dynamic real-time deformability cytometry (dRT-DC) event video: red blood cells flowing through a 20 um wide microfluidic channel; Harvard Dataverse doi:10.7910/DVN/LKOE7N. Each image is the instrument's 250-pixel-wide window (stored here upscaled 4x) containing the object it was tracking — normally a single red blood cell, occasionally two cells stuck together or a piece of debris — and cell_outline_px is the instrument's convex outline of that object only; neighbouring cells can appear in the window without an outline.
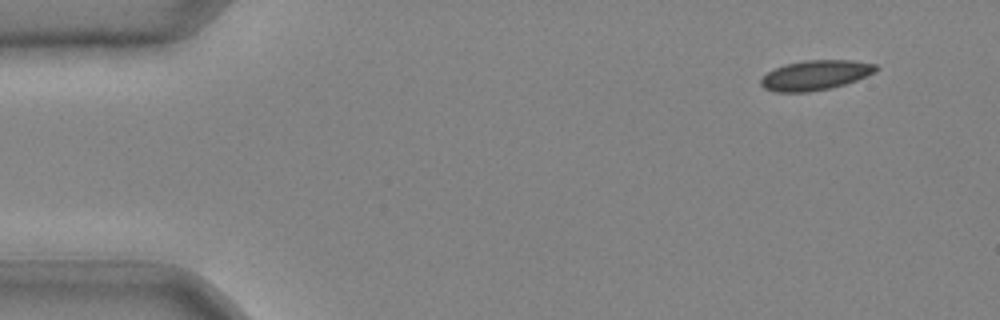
{"species": "common noctule bat (a hibernating species)", "species_latin": "Nyctalus noctula", "temperature_condition": "cold", "stored_images_in_passage": 36, "camera_frame_rate_fps": 3000, "um_per_image_px": 0.085, "animal": {"sex": "male", "body_mass_g": 20.4}, "frame": {"image": 1, "passage_image": 1, "time_ms": 0.0, "image_size_px": [1000, 320], "cell_outline_px": [[880, 68], [876, 72], [856, 80], [844, 84], [828, 88], [808, 92], [776, 92], [764, 88], [760, 84], [760, 80], [768, 72], [784, 64], [804, 60], [852, 60], [876, 64]], "centroid_in_image_um": [69.32, 6.38], "position_along_channel_um": 15.7, "area_um2": 19.94}}
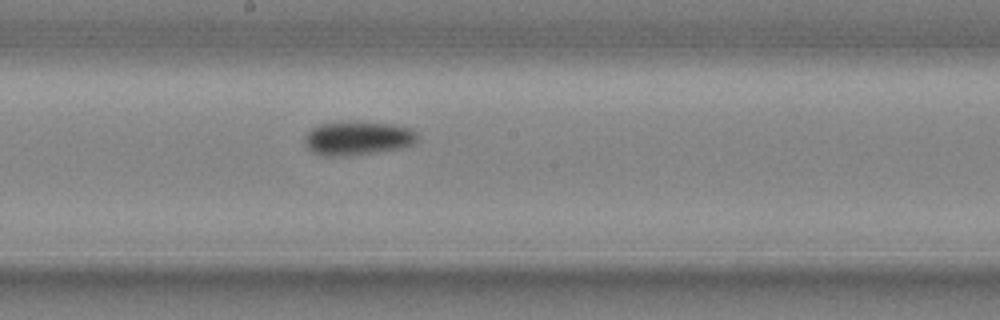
{"frame": {"image": 2, "passage_image": 21, "time_ms": 6.667, "image_size_px": [1000, 320], "cell_outline_px": [[416, 140], [412, 144], [400, 148], [376, 152], [348, 156], [320, 156], [312, 152], [308, 148], [304, 140], [304, 136], [312, 128], [320, 124], [336, 120], [352, 120], [388, 124], [412, 128], [416, 132]], "centroid_in_image_um": [30.34, 11.72], "position_along_channel_um": 217.9, "area_um2": 22.66}}
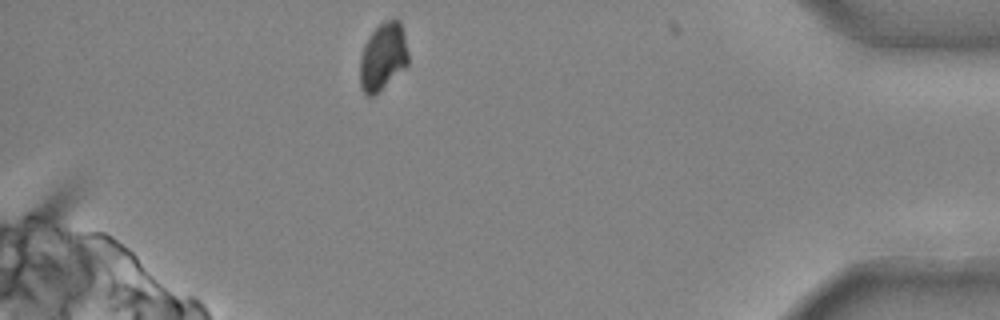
{"frame": {"image": 3, "passage_image": 36, "time_ms": 11.667, "image_size_px": [1000, 320], "cell_outline_px": [[408, 64], [404, 68], [372, 96], [368, 96], [360, 88], [360, 56], [364, 44], [372, 32], [384, 20], [400, 20], [408, 52]], "centroid_in_image_um": [32.53, 4.8], "position_along_channel_um": 402.7, "area_um2": 18.67}}